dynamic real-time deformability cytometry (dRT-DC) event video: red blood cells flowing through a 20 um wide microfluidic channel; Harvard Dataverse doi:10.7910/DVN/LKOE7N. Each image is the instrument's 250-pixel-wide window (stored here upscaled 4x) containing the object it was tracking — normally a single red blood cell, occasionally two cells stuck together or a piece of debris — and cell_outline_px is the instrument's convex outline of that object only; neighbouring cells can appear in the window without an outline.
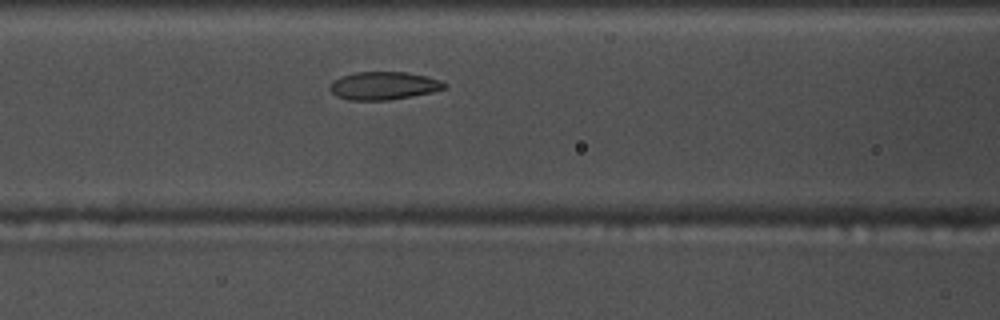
{"species": "common noctule bat (a hibernating species)", "species_latin": "Nyctalus noctula", "temperature_condition": "warm", "stored_images_in_passage": 33, "camera_frame_rate_fps": 3000, "um_per_image_px": 0.085, "animal": {"sex": "male", "body_mass_g": 17.5, "forearm_length_mm": 52.3}, "frame": {"image": 1, "passage_image": 11, "time_ms": 3.333, "image_size_px": [1000, 320], "cell_outline_px": [[448, 84], [444, 88], [432, 92], [412, 96], [388, 100], [348, 100], [336, 96], [328, 88], [340, 76], [356, 72], [408, 72], [428, 76], [440, 80]], "centroid_in_image_um": [32.63, 7.28], "position_along_channel_um": 134.0, "area_um2": 18.67}}
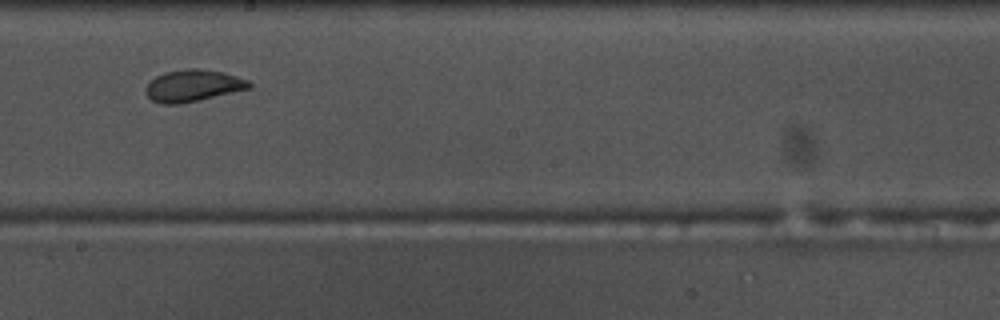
{"frame": {"image": 2, "passage_image": 19, "time_ms": 6.0, "image_size_px": [1000, 320], "cell_outline_px": [[252, 88], [196, 100], [176, 104], [160, 104], [152, 100], [144, 92], [144, 88], [156, 76], [164, 72], [188, 68], [200, 68], [224, 72], [248, 80], [252, 84]], "centroid_in_image_um": [16.39, 7.26], "position_along_channel_um": 231.8, "area_um2": 19.13}}
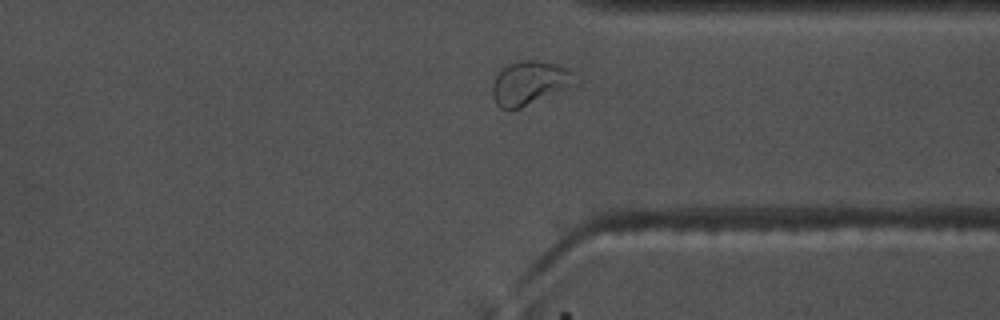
{"frame": {"image": 3, "passage_image": 30, "time_ms": 9.667, "image_size_px": [1000, 320], "cell_outline_px": [[580, 84], [576, 88], [520, 108], [508, 112], [500, 108], [496, 104], [492, 96], [492, 84], [496, 76], [508, 64], [520, 60], [536, 60], [556, 64], [568, 68], [580, 80]], "centroid_in_image_um": [45.12, 7.1], "position_along_channel_um": 366.3, "area_um2": 22.2}, "authors_computed_cell_mechanics": {"area_um2": 19.1318, "velocity_mm_per_s": 3.6891, "shape_relaxation_time_tau1_ms": 3.535, "shape_relaxation_time_tau2_ms": 0.8635, "deformation_change_tau1": 0.1378, "deformation_change_tau2": 0.0668}}